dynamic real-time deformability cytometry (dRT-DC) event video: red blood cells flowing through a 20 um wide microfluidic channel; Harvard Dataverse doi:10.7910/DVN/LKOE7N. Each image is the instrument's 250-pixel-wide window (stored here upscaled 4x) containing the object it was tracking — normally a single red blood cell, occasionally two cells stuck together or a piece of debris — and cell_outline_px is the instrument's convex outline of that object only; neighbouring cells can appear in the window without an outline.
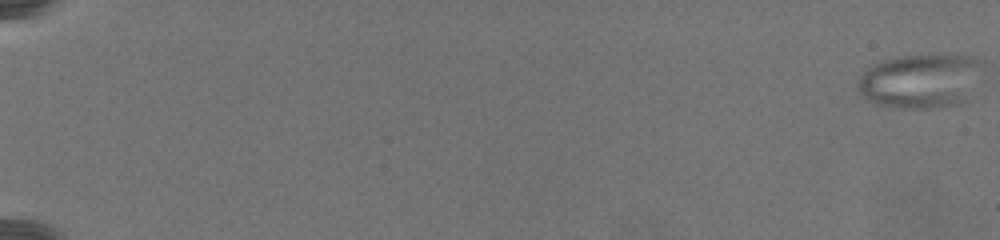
{"species": "common noctule bat (a hibernating species)", "species_latin": "Nyctalus noctula", "temperature_condition": "warm", "stored_images_in_passage": 80, "camera_frame_rate_fps": 3000, "um_per_image_px": 0.085, "animal": {"sex": "female", "body_mass_g": 19.5, "forearm_length_mm": 54.1}, "frame": {"image": 1, "passage_image": 1, "time_ms": 0.0, "image_size_px": [1000, 240], "cell_outline_px": [[976, 60], [956, 104], [924, 108], [904, 108], [876, 104], [864, 96], [856, 88], [856, 84], [864, 72], [876, 64], [884, 60], [900, 56], [964, 56]], "centroid_in_image_um": [77.89, 6.89], "position_along_channel_um": 7.1, "area_um2": 35.78}}
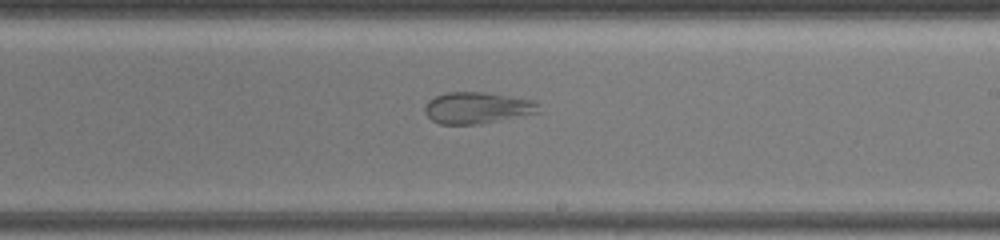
{"frame": {"image": 2, "passage_image": 52, "time_ms": 17.0, "image_size_px": [1000, 240], "cell_outline_px": [[540, 112], [500, 120], [476, 124], [440, 124], [432, 120], [424, 112], [424, 108], [428, 100], [436, 96], [448, 92], [484, 92], [536, 100]], "centroid_in_image_um": [40.55, 9.16], "position_along_channel_um": 248.4, "area_um2": 20.81}}
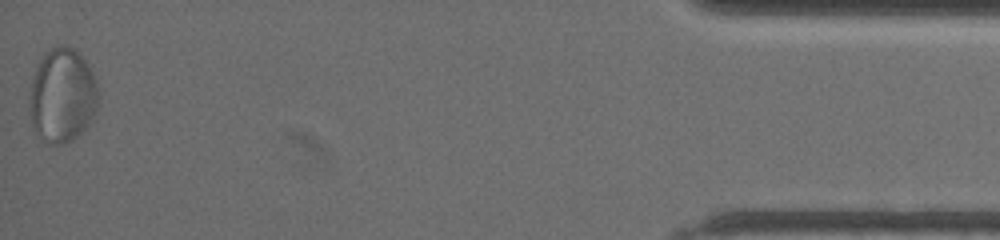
{"frame": {"image": 3, "passage_image": 80, "time_ms": 26.333, "image_size_px": [1000, 240], "cell_outline_px": [[96, 108], [84, 128], [72, 140], [60, 144], [52, 144], [36, 136], [32, 124], [32, 80], [36, 68], [44, 56], [52, 48], [72, 48], [84, 60], [92, 72], [96, 84]], "centroid_in_image_um": [5.29, 8.16], "position_along_channel_um": 429.9, "area_um2": 36.01}}